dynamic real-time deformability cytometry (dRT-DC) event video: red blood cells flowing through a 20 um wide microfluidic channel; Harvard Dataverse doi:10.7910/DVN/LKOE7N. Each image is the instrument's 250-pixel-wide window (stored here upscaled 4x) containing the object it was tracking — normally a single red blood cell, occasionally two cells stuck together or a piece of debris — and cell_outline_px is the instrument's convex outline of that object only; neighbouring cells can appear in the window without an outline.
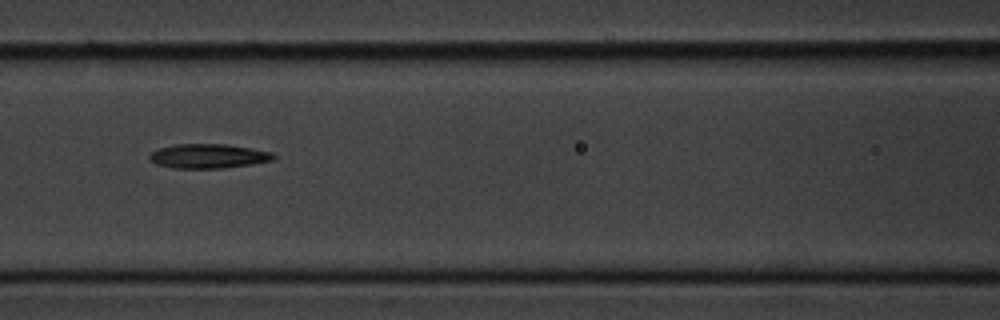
{"species": "common noctule bat (a hibernating species)", "species_latin": "Nyctalus noctula", "temperature_condition": "cold", "stored_images_in_passage": 11, "segment_of_instrument_passage": [1, 2], "camera_frame_rate_fps": 3000, "um_per_image_px": 0.085, "animal": {"sex": "male", "body_mass_g": 20.1, "forearm_length_mm": 53.5}, "frame": {"image": 1, "passage_image": 7, "time_ms": 7.0, "image_size_px": [1000, 320], "cell_outline_px": [[276, 156], [272, 160], [252, 164], [224, 168], [176, 168], [156, 164], [148, 160], [148, 156], [152, 152], [160, 148], [176, 144], [224, 144], [252, 148], [272, 152]], "centroid_in_image_um": [17.7, 13.27], "position_along_channel_um": 148.9, "area_um2": 17.57}}
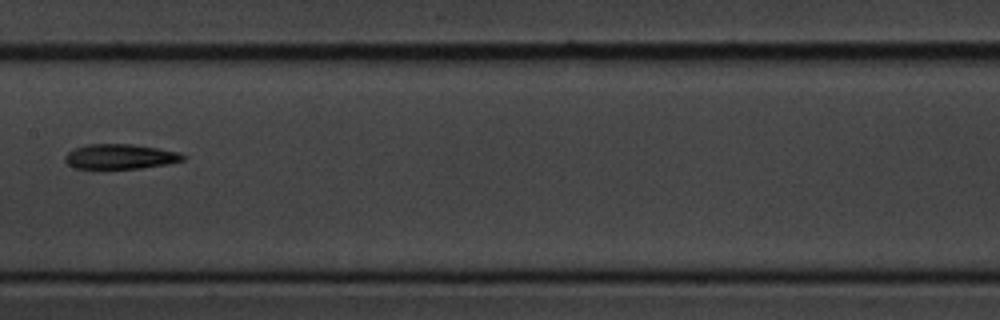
{"frame": {"image": 2, "passage_image": 8, "time_ms": 8.333, "image_size_px": [1000, 320], "cell_outline_px": [[184, 160], [168, 164], [140, 168], [76, 168], [68, 164], [64, 160], [64, 156], [68, 152], [76, 148], [88, 144], [132, 144], [160, 148], [180, 152], [184, 156]], "centroid_in_image_um": [10.24, 13.3], "position_along_channel_um": 197.2, "area_um2": 17.05}}
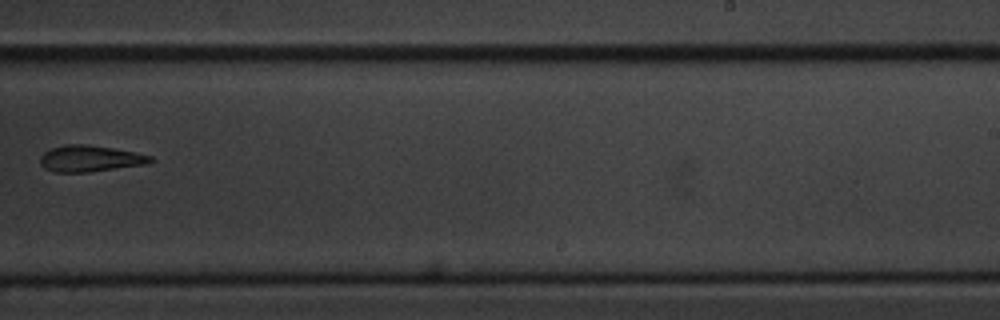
{"frame": {"image": 3, "passage_image": 10, "time_ms": 10.667, "image_size_px": [1000, 320], "cell_outline_px": [[156, 160], [148, 164], [88, 172], [52, 172], [44, 168], [40, 164], [40, 156], [44, 152], [52, 148], [68, 144], [84, 144], [112, 148], [136, 152], [152, 156]], "centroid_in_image_um": [7.67, 13.48], "position_along_channel_um": 281.3, "area_um2": 16.99}}